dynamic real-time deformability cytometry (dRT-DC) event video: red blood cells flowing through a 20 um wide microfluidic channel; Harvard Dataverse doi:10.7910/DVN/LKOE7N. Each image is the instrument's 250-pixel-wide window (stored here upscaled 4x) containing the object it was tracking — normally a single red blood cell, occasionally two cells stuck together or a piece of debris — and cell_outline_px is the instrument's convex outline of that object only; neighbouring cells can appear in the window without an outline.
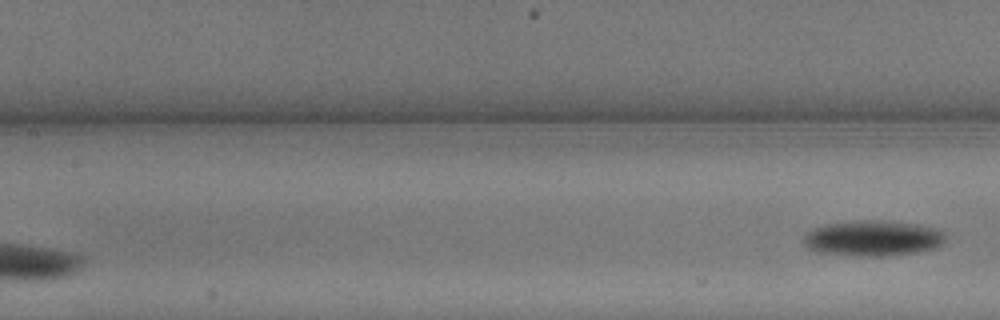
{"species": "common noctule bat (a hibernating species)", "species_latin": "Nyctalus noctula", "temperature_condition": "warm", "stored_images_in_passage": 11, "segment_of_instrument_passage": [2, 2], "camera_frame_rate_fps": 3000, "um_per_image_px": 0.085, "animal": {"sex": "male", "body_mass_g": 13.3}, "frame": {"image": 1, "passage_image": 11, "time_ms": 3.333, "image_size_px": [1000, 320], "cell_outline_px": [[944, 240], [940, 244], [932, 248], [916, 252], [880, 256], [852, 256], [816, 252], [808, 248], [804, 244], [804, 236], [808, 232], [824, 224], [860, 220], [892, 220], [940, 228], [944, 232]], "centroid_in_image_um": [74.19, 20.24], "position_along_channel_um": 133.2, "area_um2": 29.54}}